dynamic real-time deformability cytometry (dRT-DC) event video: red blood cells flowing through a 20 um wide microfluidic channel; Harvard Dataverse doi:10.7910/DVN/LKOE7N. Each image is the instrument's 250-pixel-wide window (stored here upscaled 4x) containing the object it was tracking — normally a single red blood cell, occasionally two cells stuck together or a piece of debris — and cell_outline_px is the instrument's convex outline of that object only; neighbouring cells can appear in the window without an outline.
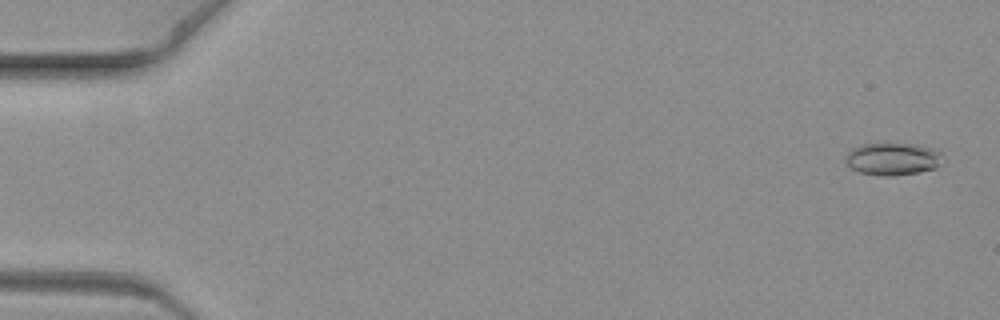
{"species": "common noctule bat (a hibernating species)", "species_latin": "Nyctalus noctula", "temperature_condition": "warm", "stored_images_in_passage": 8, "camera_frame_rate_fps": 3000, "um_per_image_px": 0.085, "animal": {"sex": "female", "body_mass_g": 19.3, "forearm_length_mm": 54.1}, "frame": {"image": 1, "passage_image": 1, "time_ms": 0.0, "image_size_px": [1000, 320], "cell_outline_px": [[940, 152], [936, 168], [916, 172], [892, 176], [860, 172], [852, 168], [844, 160], [848, 152], [852, 148], [860, 144], [908, 144], [932, 148]], "centroid_in_image_um": [75.81, 13.5], "position_along_channel_um": 9.2, "area_um2": 17.69}}
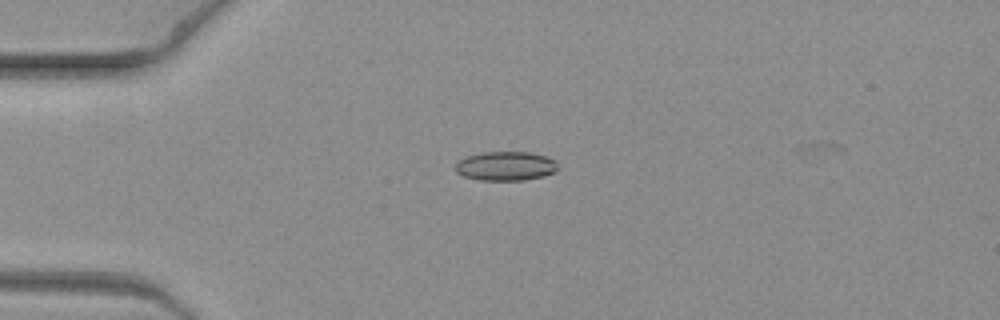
{"frame": {"image": 2, "passage_image": 6, "time_ms": 1.667, "image_size_px": [1000, 320], "cell_outline_px": [[560, 168], [556, 172], [544, 176], [524, 180], [480, 180], [464, 176], [456, 172], [456, 164], [464, 156], [480, 152], [528, 152], [544, 156], [556, 160]], "centroid_in_image_um": [43.01, 14.11], "position_along_channel_um": 42.0, "area_um2": 17.57}}